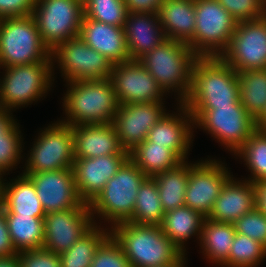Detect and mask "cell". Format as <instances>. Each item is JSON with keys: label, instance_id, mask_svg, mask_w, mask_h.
I'll return each mask as SVG.
<instances>
[{"label": "cell", "instance_id": "31", "mask_svg": "<svg viewBox=\"0 0 266 267\" xmlns=\"http://www.w3.org/2000/svg\"><path fill=\"white\" fill-rule=\"evenodd\" d=\"M164 213L185 205V191L189 179V163L183 161L177 167L155 175Z\"/></svg>", "mask_w": 266, "mask_h": 267}, {"label": "cell", "instance_id": "42", "mask_svg": "<svg viewBox=\"0 0 266 267\" xmlns=\"http://www.w3.org/2000/svg\"><path fill=\"white\" fill-rule=\"evenodd\" d=\"M20 267H61L59 254L45 248L18 252Z\"/></svg>", "mask_w": 266, "mask_h": 267}, {"label": "cell", "instance_id": "14", "mask_svg": "<svg viewBox=\"0 0 266 267\" xmlns=\"http://www.w3.org/2000/svg\"><path fill=\"white\" fill-rule=\"evenodd\" d=\"M232 176L225 163L218 159L206 158L199 162H189L185 206L207 218L225 183Z\"/></svg>", "mask_w": 266, "mask_h": 267}, {"label": "cell", "instance_id": "21", "mask_svg": "<svg viewBox=\"0 0 266 267\" xmlns=\"http://www.w3.org/2000/svg\"><path fill=\"white\" fill-rule=\"evenodd\" d=\"M256 207L254 183L231 177L214 202L208 219L219 223L234 224L238 218Z\"/></svg>", "mask_w": 266, "mask_h": 267}, {"label": "cell", "instance_id": "41", "mask_svg": "<svg viewBox=\"0 0 266 267\" xmlns=\"http://www.w3.org/2000/svg\"><path fill=\"white\" fill-rule=\"evenodd\" d=\"M237 20L247 21L262 18L266 15L263 0H217Z\"/></svg>", "mask_w": 266, "mask_h": 267}, {"label": "cell", "instance_id": "29", "mask_svg": "<svg viewBox=\"0 0 266 267\" xmlns=\"http://www.w3.org/2000/svg\"><path fill=\"white\" fill-rule=\"evenodd\" d=\"M129 159L139 167L146 177H154L166 170L177 167L184 160L165 145L155 144L145 139L129 152Z\"/></svg>", "mask_w": 266, "mask_h": 267}, {"label": "cell", "instance_id": "17", "mask_svg": "<svg viewBox=\"0 0 266 267\" xmlns=\"http://www.w3.org/2000/svg\"><path fill=\"white\" fill-rule=\"evenodd\" d=\"M95 225L90 208H70L45 214L43 248L60 254Z\"/></svg>", "mask_w": 266, "mask_h": 267}, {"label": "cell", "instance_id": "50", "mask_svg": "<svg viewBox=\"0 0 266 267\" xmlns=\"http://www.w3.org/2000/svg\"><path fill=\"white\" fill-rule=\"evenodd\" d=\"M257 126L258 128L266 131V112L264 113L262 118L257 122Z\"/></svg>", "mask_w": 266, "mask_h": 267}, {"label": "cell", "instance_id": "40", "mask_svg": "<svg viewBox=\"0 0 266 267\" xmlns=\"http://www.w3.org/2000/svg\"><path fill=\"white\" fill-rule=\"evenodd\" d=\"M91 267H130L120 244L110 235L97 249Z\"/></svg>", "mask_w": 266, "mask_h": 267}, {"label": "cell", "instance_id": "9", "mask_svg": "<svg viewBox=\"0 0 266 267\" xmlns=\"http://www.w3.org/2000/svg\"><path fill=\"white\" fill-rule=\"evenodd\" d=\"M188 110L193 117L194 128L211 134L231 153H235L258 128L257 121L247 113L240 100L234 106Z\"/></svg>", "mask_w": 266, "mask_h": 267}, {"label": "cell", "instance_id": "46", "mask_svg": "<svg viewBox=\"0 0 266 267\" xmlns=\"http://www.w3.org/2000/svg\"><path fill=\"white\" fill-rule=\"evenodd\" d=\"M11 111L0 108V139H4L19 123L11 115Z\"/></svg>", "mask_w": 266, "mask_h": 267}, {"label": "cell", "instance_id": "23", "mask_svg": "<svg viewBox=\"0 0 266 267\" xmlns=\"http://www.w3.org/2000/svg\"><path fill=\"white\" fill-rule=\"evenodd\" d=\"M79 37L112 64L130 60L123 27L83 17Z\"/></svg>", "mask_w": 266, "mask_h": 267}, {"label": "cell", "instance_id": "43", "mask_svg": "<svg viewBox=\"0 0 266 267\" xmlns=\"http://www.w3.org/2000/svg\"><path fill=\"white\" fill-rule=\"evenodd\" d=\"M36 0H0V19L32 15Z\"/></svg>", "mask_w": 266, "mask_h": 267}, {"label": "cell", "instance_id": "18", "mask_svg": "<svg viewBox=\"0 0 266 267\" xmlns=\"http://www.w3.org/2000/svg\"><path fill=\"white\" fill-rule=\"evenodd\" d=\"M22 174L34 183L45 213L70 208H90L77 193L72 168Z\"/></svg>", "mask_w": 266, "mask_h": 267}, {"label": "cell", "instance_id": "3", "mask_svg": "<svg viewBox=\"0 0 266 267\" xmlns=\"http://www.w3.org/2000/svg\"><path fill=\"white\" fill-rule=\"evenodd\" d=\"M110 230L122 247L130 267H165L183 256L163 233L161 225L125 222Z\"/></svg>", "mask_w": 266, "mask_h": 267}, {"label": "cell", "instance_id": "45", "mask_svg": "<svg viewBox=\"0 0 266 267\" xmlns=\"http://www.w3.org/2000/svg\"><path fill=\"white\" fill-rule=\"evenodd\" d=\"M18 253L9 236L4 210L0 207V256Z\"/></svg>", "mask_w": 266, "mask_h": 267}, {"label": "cell", "instance_id": "13", "mask_svg": "<svg viewBox=\"0 0 266 267\" xmlns=\"http://www.w3.org/2000/svg\"><path fill=\"white\" fill-rule=\"evenodd\" d=\"M220 58L237 72L266 69V15L238 22Z\"/></svg>", "mask_w": 266, "mask_h": 267}, {"label": "cell", "instance_id": "26", "mask_svg": "<svg viewBox=\"0 0 266 267\" xmlns=\"http://www.w3.org/2000/svg\"><path fill=\"white\" fill-rule=\"evenodd\" d=\"M165 38L188 43L195 32V0H164L158 12Z\"/></svg>", "mask_w": 266, "mask_h": 267}, {"label": "cell", "instance_id": "4", "mask_svg": "<svg viewBox=\"0 0 266 267\" xmlns=\"http://www.w3.org/2000/svg\"><path fill=\"white\" fill-rule=\"evenodd\" d=\"M198 58L199 56L186 43L166 38L138 61L166 94H178V106L189 93L193 65Z\"/></svg>", "mask_w": 266, "mask_h": 267}, {"label": "cell", "instance_id": "38", "mask_svg": "<svg viewBox=\"0 0 266 267\" xmlns=\"http://www.w3.org/2000/svg\"><path fill=\"white\" fill-rule=\"evenodd\" d=\"M19 127L17 125L4 139H0V171L4 174L12 172L23 157L24 138Z\"/></svg>", "mask_w": 266, "mask_h": 267}, {"label": "cell", "instance_id": "7", "mask_svg": "<svg viewBox=\"0 0 266 267\" xmlns=\"http://www.w3.org/2000/svg\"><path fill=\"white\" fill-rule=\"evenodd\" d=\"M53 66L52 62H37L2 67L5 74L0 78V108L12 112L45 98L54 84Z\"/></svg>", "mask_w": 266, "mask_h": 267}, {"label": "cell", "instance_id": "1", "mask_svg": "<svg viewBox=\"0 0 266 267\" xmlns=\"http://www.w3.org/2000/svg\"><path fill=\"white\" fill-rule=\"evenodd\" d=\"M240 100L237 71L220 57H199L192 70L187 109H217Z\"/></svg>", "mask_w": 266, "mask_h": 267}, {"label": "cell", "instance_id": "33", "mask_svg": "<svg viewBox=\"0 0 266 267\" xmlns=\"http://www.w3.org/2000/svg\"><path fill=\"white\" fill-rule=\"evenodd\" d=\"M95 224L68 250L59 254L61 267H91L100 245L111 235L110 228Z\"/></svg>", "mask_w": 266, "mask_h": 267}, {"label": "cell", "instance_id": "35", "mask_svg": "<svg viewBox=\"0 0 266 267\" xmlns=\"http://www.w3.org/2000/svg\"><path fill=\"white\" fill-rule=\"evenodd\" d=\"M245 162L252 183L266 181V131L257 128L248 140L234 153Z\"/></svg>", "mask_w": 266, "mask_h": 267}, {"label": "cell", "instance_id": "37", "mask_svg": "<svg viewBox=\"0 0 266 267\" xmlns=\"http://www.w3.org/2000/svg\"><path fill=\"white\" fill-rule=\"evenodd\" d=\"M84 17L123 27L128 11L124 0H85Z\"/></svg>", "mask_w": 266, "mask_h": 267}, {"label": "cell", "instance_id": "12", "mask_svg": "<svg viewBox=\"0 0 266 267\" xmlns=\"http://www.w3.org/2000/svg\"><path fill=\"white\" fill-rule=\"evenodd\" d=\"M67 82L110 78L113 64L101 53L89 47L80 37L67 40L51 52Z\"/></svg>", "mask_w": 266, "mask_h": 267}, {"label": "cell", "instance_id": "27", "mask_svg": "<svg viewBox=\"0 0 266 267\" xmlns=\"http://www.w3.org/2000/svg\"><path fill=\"white\" fill-rule=\"evenodd\" d=\"M235 234L232 223H219L205 218L199 240L202 255L213 264L229 267V252Z\"/></svg>", "mask_w": 266, "mask_h": 267}, {"label": "cell", "instance_id": "44", "mask_svg": "<svg viewBox=\"0 0 266 267\" xmlns=\"http://www.w3.org/2000/svg\"><path fill=\"white\" fill-rule=\"evenodd\" d=\"M164 0H124L128 12L158 14Z\"/></svg>", "mask_w": 266, "mask_h": 267}, {"label": "cell", "instance_id": "19", "mask_svg": "<svg viewBox=\"0 0 266 267\" xmlns=\"http://www.w3.org/2000/svg\"><path fill=\"white\" fill-rule=\"evenodd\" d=\"M128 158L129 155H103L75 159L72 169L80 199L90 204Z\"/></svg>", "mask_w": 266, "mask_h": 267}, {"label": "cell", "instance_id": "28", "mask_svg": "<svg viewBox=\"0 0 266 267\" xmlns=\"http://www.w3.org/2000/svg\"><path fill=\"white\" fill-rule=\"evenodd\" d=\"M204 220L200 213L184 205L164 213L161 228L180 252L187 255L184 244L195 235L200 240Z\"/></svg>", "mask_w": 266, "mask_h": 267}, {"label": "cell", "instance_id": "51", "mask_svg": "<svg viewBox=\"0 0 266 267\" xmlns=\"http://www.w3.org/2000/svg\"><path fill=\"white\" fill-rule=\"evenodd\" d=\"M2 175L4 176L5 174L0 171V201H1V196H2V192H3V188H4V181H7L3 178Z\"/></svg>", "mask_w": 266, "mask_h": 267}, {"label": "cell", "instance_id": "48", "mask_svg": "<svg viewBox=\"0 0 266 267\" xmlns=\"http://www.w3.org/2000/svg\"><path fill=\"white\" fill-rule=\"evenodd\" d=\"M0 267H20L18 253L8 256H0Z\"/></svg>", "mask_w": 266, "mask_h": 267}, {"label": "cell", "instance_id": "47", "mask_svg": "<svg viewBox=\"0 0 266 267\" xmlns=\"http://www.w3.org/2000/svg\"><path fill=\"white\" fill-rule=\"evenodd\" d=\"M256 191V207L266 215V181L254 183Z\"/></svg>", "mask_w": 266, "mask_h": 267}, {"label": "cell", "instance_id": "10", "mask_svg": "<svg viewBox=\"0 0 266 267\" xmlns=\"http://www.w3.org/2000/svg\"><path fill=\"white\" fill-rule=\"evenodd\" d=\"M32 17L43 44L52 52L67 40L79 37L84 5L81 0H36Z\"/></svg>", "mask_w": 266, "mask_h": 267}, {"label": "cell", "instance_id": "39", "mask_svg": "<svg viewBox=\"0 0 266 267\" xmlns=\"http://www.w3.org/2000/svg\"><path fill=\"white\" fill-rule=\"evenodd\" d=\"M236 233L246 235L266 247V215L257 207L233 224Z\"/></svg>", "mask_w": 266, "mask_h": 267}, {"label": "cell", "instance_id": "16", "mask_svg": "<svg viewBox=\"0 0 266 267\" xmlns=\"http://www.w3.org/2000/svg\"><path fill=\"white\" fill-rule=\"evenodd\" d=\"M164 102L120 105L113 126L122 148L128 153L147 139L150 129L167 113Z\"/></svg>", "mask_w": 266, "mask_h": 267}, {"label": "cell", "instance_id": "49", "mask_svg": "<svg viewBox=\"0 0 266 267\" xmlns=\"http://www.w3.org/2000/svg\"><path fill=\"white\" fill-rule=\"evenodd\" d=\"M186 255H183L176 263H173V264H170L168 266H165V267H186V260H187V257Z\"/></svg>", "mask_w": 266, "mask_h": 267}, {"label": "cell", "instance_id": "36", "mask_svg": "<svg viewBox=\"0 0 266 267\" xmlns=\"http://www.w3.org/2000/svg\"><path fill=\"white\" fill-rule=\"evenodd\" d=\"M265 258V246L246 235L235 234L229 252V267H257Z\"/></svg>", "mask_w": 266, "mask_h": 267}, {"label": "cell", "instance_id": "20", "mask_svg": "<svg viewBox=\"0 0 266 267\" xmlns=\"http://www.w3.org/2000/svg\"><path fill=\"white\" fill-rule=\"evenodd\" d=\"M177 112L176 114L167 112L150 129L147 140L165 145L185 161L188 160V152L193 143L194 121L190 111L183 104H179Z\"/></svg>", "mask_w": 266, "mask_h": 267}, {"label": "cell", "instance_id": "15", "mask_svg": "<svg viewBox=\"0 0 266 267\" xmlns=\"http://www.w3.org/2000/svg\"><path fill=\"white\" fill-rule=\"evenodd\" d=\"M110 80L120 105L165 102L168 95L138 60L113 64Z\"/></svg>", "mask_w": 266, "mask_h": 267}, {"label": "cell", "instance_id": "5", "mask_svg": "<svg viewBox=\"0 0 266 267\" xmlns=\"http://www.w3.org/2000/svg\"><path fill=\"white\" fill-rule=\"evenodd\" d=\"M146 178L143 171L128 158L89 204L94 223L98 224L96 217L102 218L112 229L118 224L129 222L133 216L137 192Z\"/></svg>", "mask_w": 266, "mask_h": 267}, {"label": "cell", "instance_id": "25", "mask_svg": "<svg viewBox=\"0 0 266 267\" xmlns=\"http://www.w3.org/2000/svg\"><path fill=\"white\" fill-rule=\"evenodd\" d=\"M0 207L5 214H20L45 218V211L31 179L20 174L10 182H4Z\"/></svg>", "mask_w": 266, "mask_h": 267}, {"label": "cell", "instance_id": "30", "mask_svg": "<svg viewBox=\"0 0 266 267\" xmlns=\"http://www.w3.org/2000/svg\"><path fill=\"white\" fill-rule=\"evenodd\" d=\"M237 79L241 105L258 122L266 112V69L237 72Z\"/></svg>", "mask_w": 266, "mask_h": 267}, {"label": "cell", "instance_id": "24", "mask_svg": "<svg viewBox=\"0 0 266 267\" xmlns=\"http://www.w3.org/2000/svg\"><path fill=\"white\" fill-rule=\"evenodd\" d=\"M123 30L130 60H139L166 39L156 13L128 12Z\"/></svg>", "mask_w": 266, "mask_h": 267}, {"label": "cell", "instance_id": "11", "mask_svg": "<svg viewBox=\"0 0 266 267\" xmlns=\"http://www.w3.org/2000/svg\"><path fill=\"white\" fill-rule=\"evenodd\" d=\"M28 151L23 173L72 168L75 161L73 129L57 120L39 131ZM29 156V157H28Z\"/></svg>", "mask_w": 266, "mask_h": 267}, {"label": "cell", "instance_id": "8", "mask_svg": "<svg viewBox=\"0 0 266 267\" xmlns=\"http://www.w3.org/2000/svg\"><path fill=\"white\" fill-rule=\"evenodd\" d=\"M195 32L187 45L199 57H220L238 23L217 0H195Z\"/></svg>", "mask_w": 266, "mask_h": 267}, {"label": "cell", "instance_id": "2", "mask_svg": "<svg viewBox=\"0 0 266 267\" xmlns=\"http://www.w3.org/2000/svg\"><path fill=\"white\" fill-rule=\"evenodd\" d=\"M66 85L67 91L61 99L66 117L60 122L72 127L113 121L120 103L110 78L70 81Z\"/></svg>", "mask_w": 266, "mask_h": 267}, {"label": "cell", "instance_id": "6", "mask_svg": "<svg viewBox=\"0 0 266 267\" xmlns=\"http://www.w3.org/2000/svg\"><path fill=\"white\" fill-rule=\"evenodd\" d=\"M52 62L32 15L0 19V65L11 67Z\"/></svg>", "mask_w": 266, "mask_h": 267}, {"label": "cell", "instance_id": "22", "mask_svg": "<svg viewBox=\"0 0 266 267\" xmlns=\"http://www.w3.org/2000/svg\"><path fill=\"white\" fill-rule=\"evenodd\" d=\"M75 159L95 158L103 155H129L116 134L113 123L74 125Z\"/></svg>", "mask_w": 266, "mask_h": 267}, {"label": "cell", "instance_id": "34", "mask_svg": "<svg viewBox=\"0 0 266 267\" xmlns=\"http://www.w3.org/2000/svg\"><path fill=\"white\" fill-rule=\"evenodd\" d=\"M164 210L161 205L158 187L152 177H147L139 187L133 216L129 222L135 224L161 225Z\"/></svg>", "mask_w": 266, "mask_h": 267}, {"label": "cell", "instance_id": "32", "mask_svg": "<svg viewBox=\"0 0 266 267\" xmlns=\"http://www.w3.org/2000/svg\"><path fill=\"white\" fill-rule=\"evenodd\" d=\"M9 236L17 252L38 249L44 243V218L5 214Z\"/></svg>", "mask_w": 266, "mask_h": 267}]
</instances>
